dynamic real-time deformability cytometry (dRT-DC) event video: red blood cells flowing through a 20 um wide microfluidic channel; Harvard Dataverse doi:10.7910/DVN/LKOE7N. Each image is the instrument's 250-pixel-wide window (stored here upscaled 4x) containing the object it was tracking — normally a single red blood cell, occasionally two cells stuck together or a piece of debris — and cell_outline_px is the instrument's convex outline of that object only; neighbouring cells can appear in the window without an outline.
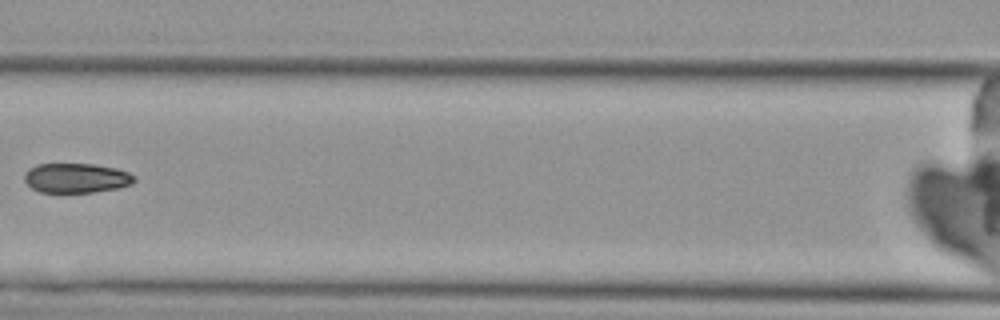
{"species": "Egyptian fruit bat (a non-hibernating species)", "species_latin": "Rousettus aegyptiacus", "temperature_condition": "cold", "stored_images_in_passage": 7, "camera_frame_rate_fps": 3000, "um_per_image_px": 0.085, "animal": {"sex": "female"}, "frame": {"image": 1, "passage_image": 6, "time_ms": 7.0, "image_size_px": [1000, 320], "cell_outline_px": [[136, 180], [132, 184], [116, 188], [92, 192], [40, 192], [32, 188], [24, 180], [24, 172], [28, 168], [36, 164], [96, 164], [116, 168], [128, 172], [136, 176]], "centroid_in_image_um": [6.48, 15.12], "position_along_channel_um": 160.1, "area_um2": 19.07}}
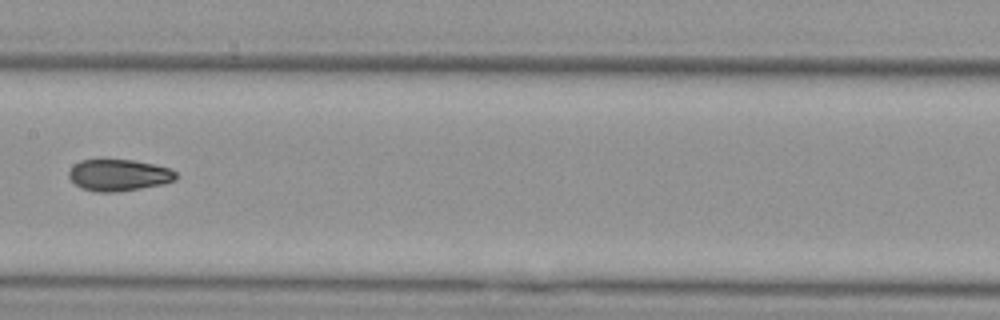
{"frame": {"image": 2, "passage_image": 7, "time_ms": 8.0, "image_size_px": [1000, 320], "cell_outline_px": [[180, 176], [176, 180], [164, 184], [116, 192], [96, 192], [80, 188], [68, 176], [68, 172], [72, 164], [80, 160], [104, 156], [132, 160], [156, 164], [168, 168], [176, 172]], "centroid_in_image_um": [10.06, 14.83], "position_along_channel_um": 197.3, "area_um2": 20.69}}